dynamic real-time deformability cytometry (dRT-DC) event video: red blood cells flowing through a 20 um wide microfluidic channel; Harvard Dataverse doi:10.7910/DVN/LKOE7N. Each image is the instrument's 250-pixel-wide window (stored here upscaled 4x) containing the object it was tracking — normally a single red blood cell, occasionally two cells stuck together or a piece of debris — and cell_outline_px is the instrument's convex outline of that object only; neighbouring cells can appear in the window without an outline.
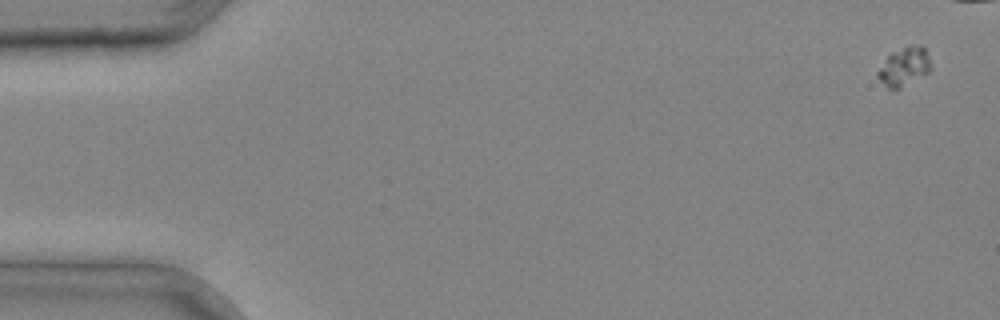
{"species": "common noctule bat (a hibernating species)", "species_latin": "Nyctalus noctula", "temperature_condition": "cold", "stored_images_in_passage": 6, "camera_frame_rate_fps": 3000, "um_per_image_px": 0.085, "animal": {"sex": "male", "body_mass_g": 20.4}, "frame": {"image": 1, "passage_image": 1, "time_ms": 0.0, "image_size_px": [1000, 320], "cell_outline_px": [[932, 68], [928, 72], [900, 88], [888, 88], [876, 76], [876, 72], [888, 56], [892, 52], [904, 48], [920, 44], [924, 48], [928, 56]], "centroid_in_image_um": [76.85, 5.67], "position_along_channel_um": 8.2, "area_um2": 11.56}}